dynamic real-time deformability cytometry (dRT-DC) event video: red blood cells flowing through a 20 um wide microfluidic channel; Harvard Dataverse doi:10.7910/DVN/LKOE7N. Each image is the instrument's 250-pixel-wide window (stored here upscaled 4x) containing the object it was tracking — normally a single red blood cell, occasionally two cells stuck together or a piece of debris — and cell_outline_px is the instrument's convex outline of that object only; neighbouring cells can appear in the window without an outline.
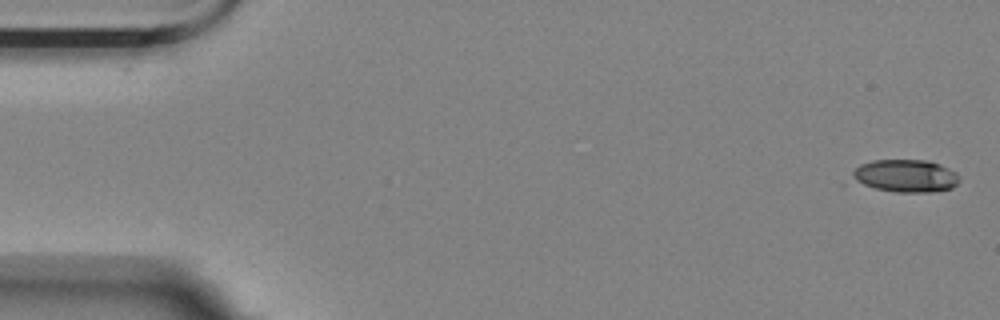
{"species": "Egyptian fruit bat (a non-hibernating species)", "species_latin": "Rousettus aegyptiacus", "temperature_condition": "room temperature", "stored_images_in_passage": 6, "camera_frame_rate_fps": 3000, "um_per_image_px": 0.085, "animal": {"sex": "female"}, "frame": {"image": 1, "passage_image": 1, "time_ms": 0.0, "image_size_px": [1000, 320], "cell_outline_px": [[960, 180], [952, 188], [928, 192], [896, 192], [840, 184], [860, 164], [872, 160], [928, 160], [940, 164], [956, 172], [960, 176]], "centroid_in_image_um": [76.74, 14.97], "position_along_channel_um": 8.3, "area_um2": 21.62}}